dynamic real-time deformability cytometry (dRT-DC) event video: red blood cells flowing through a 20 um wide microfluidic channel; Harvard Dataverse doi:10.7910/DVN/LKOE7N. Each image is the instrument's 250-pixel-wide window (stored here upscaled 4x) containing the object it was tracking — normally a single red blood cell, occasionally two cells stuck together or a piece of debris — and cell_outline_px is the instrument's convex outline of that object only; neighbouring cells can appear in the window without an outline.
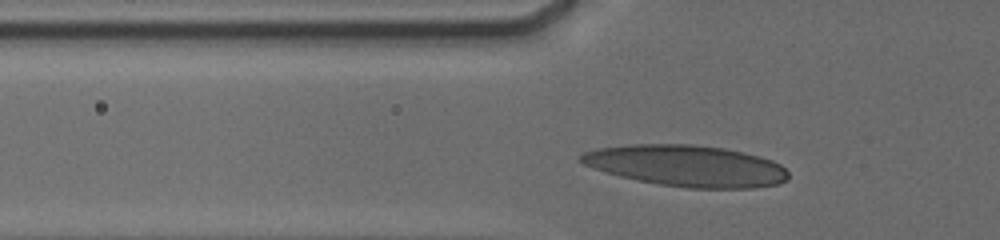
{"species": "human", "species_latin": "Homo sapiens", "temperature_condition": "cold", "stored_images_in_passage": 35, "camera_frame_rate_fps": 3000, "um_per_image_px": 0.085, "donor": {"sex": "male"}, "frame": {"image": 1, "passage_image": 7, "time_ms": 2.0, "image_size_px": [1000, 240], "cell_outline_px": [[788, 180], [776, 184], [756, 188], [688, 188], [660, 184], [636, 180], [604, 172], [592, 168], [576, 160], [584, 152], [600, 148], [632, 144], [692, 144], [724, 148], [744, 152], [760, 156], [772, 160], [780, 164], [788, 172]], "centroid_in_image_um": [58.36, 14.09], "position_along_channel_um": 67.4, "area_um2": 50.05}}
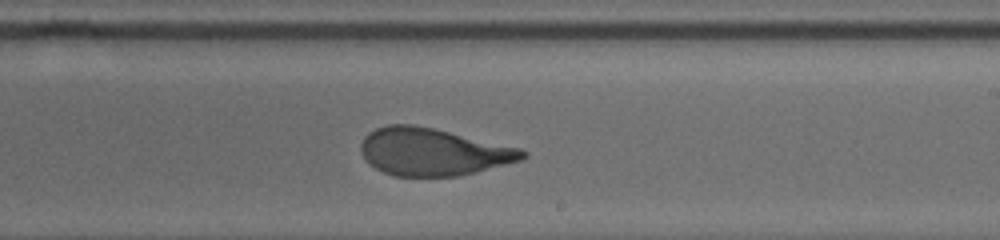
{"frame": {"image": 2, "passage_image": 21, "time_ms": 7.0, "image_size_px": [1000, 240], "cell_outline_px": [[528, 156], [524, 160], [476, 172], [456, 176], [396, 176], [384, 172], [376, 168], [364, 156], [360, 148], [360, 144], [364, 136], [368, 132], [376, 128], [388, 124], [412, 124], [432, 128], [520, 148], [528, 152]], "centroid_in_image_um": [36.83, 12.9], "position_along_channel_um": 252.2, "area_um2": 44.45}}
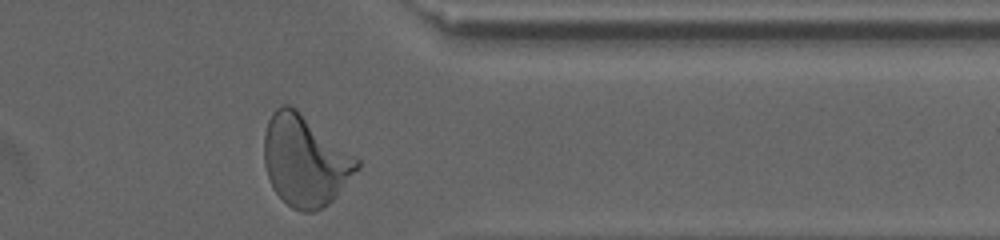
{"frame": {"image": 3, "passage_image": 35, "time_ms": 10.667, "image_size_px": [1000, 240], "cell_outline_px": [[360, 168], [336, 196], [328, 204], [312, 212], [304, 212], [292, 208], [272, 188], [264, 164], [264, 132], [268, 120], [272, 112], [280, 104], [288, 104], [296, 108], [356, 156], [360, 160]], "centroid_in_image_um": [25.92, 13.63], "position_along_channel_um": 385.5, "area_um2": 49.25}, "authors_computed_cell_mechanics": {"area_um2": 45.2574, "velocity_mm_per_s": 3.7682, "shape_relaxation_time_tau1_ms": 4.3821, "shape_relaxation_time_tau2_ms": 1.0565, "deformation_change_tau1": 0.1983, "deformation_change_tau2": 0.0712}}